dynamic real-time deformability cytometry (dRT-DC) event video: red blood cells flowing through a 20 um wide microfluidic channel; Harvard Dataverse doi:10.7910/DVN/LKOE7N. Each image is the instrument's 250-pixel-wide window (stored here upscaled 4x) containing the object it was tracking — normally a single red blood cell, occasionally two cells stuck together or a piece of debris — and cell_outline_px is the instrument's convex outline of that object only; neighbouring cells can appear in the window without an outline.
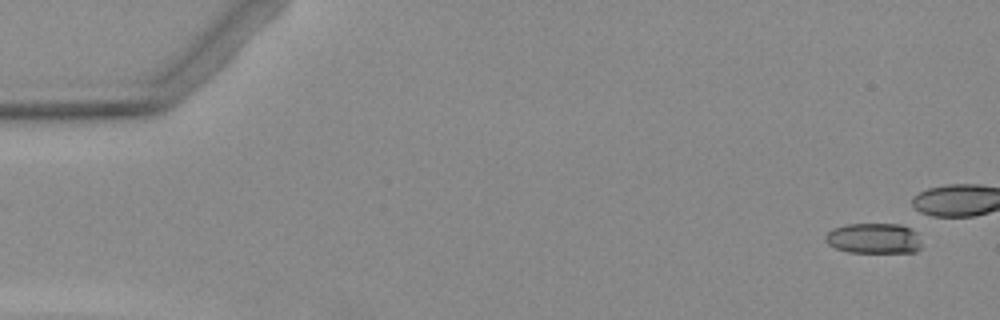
{"species": "Egyptian fruit bat (a non-hibernating species)", "species_latin": "Rousettus aegyptiacus", "temperature_condition": "warm", "stored_images_in_passage": 8, "camera_frame_rate_fps": 3000, "um_per_image_px": 0.085, "animal": {"sex": "female"}, "frame": {"image": 1, "passage_image": 1, "time_ms": 0.0, "image_size_px": [1000, 320], "cell_outline_px": [[920, 248], [916, 252], [848, 252], [836, 248], [828, 244], [824, 240], [824, 236], [832, 228], [848, 224], [900, 224], [912, 228], [916, 232], [920, 244]], "centroid_in_image_um": [74.25, 20.25], "position_along_channel_um": 10.7, "area_um2": 17.11}}
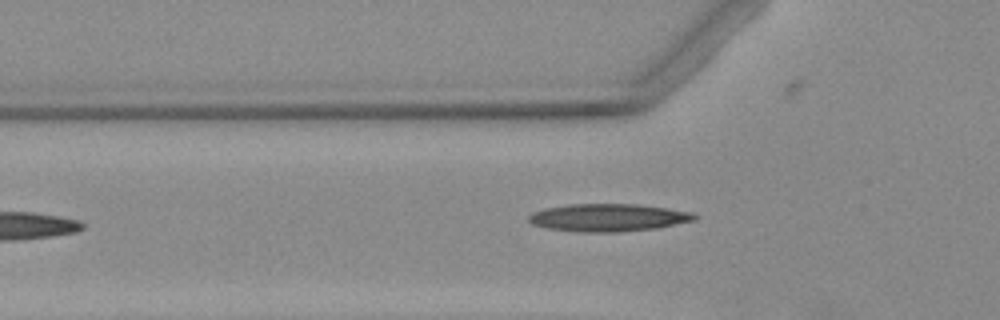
{"frame": {"image": 2, "passage_image": 6, "time_ms": 6.333, "image_size_px": [1000, 320], "cell_outline_px": [[696, 220], [656, 228], [616, 232], [584, 232], [548, 228], [532, 224], [528, 220], [528, 216], [532, 212], [544, 208], [568, 204], [636, 204], [692, 212], [696, 216]], "centroid_in_image_um": [51.66, 18.49], "position_along_channel_um": 74.1, "area_um2": 26.53}}
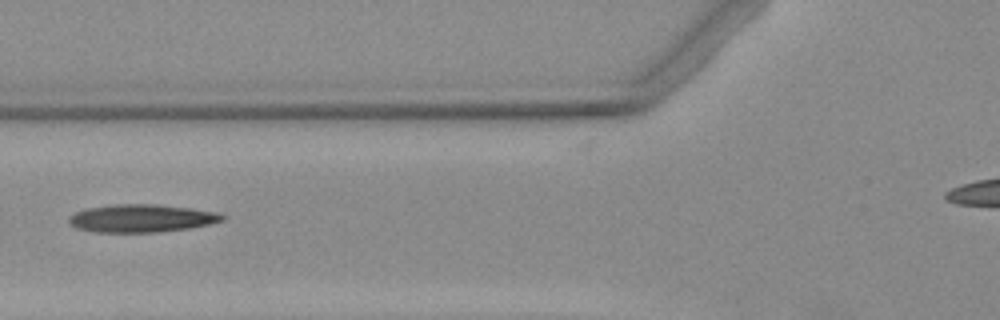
{"frame": {"image": 3, "passage_image": 7, "time_ms": 7.333, "image_size_px": [1000, 320], "cell_outline_px": [[224, 220], [208, 224], [188, 228], [160, 232], [92, 232], [76, 228], [68, 220], [76, 212], [88, 208], [112, 204], [156, 204], [192, 208], [220, 212], [224, 216]], "centroid_in_image_um": [12.06, 18.55], "position_along_channel_um": 113.7, "area_um2": 24.85}}